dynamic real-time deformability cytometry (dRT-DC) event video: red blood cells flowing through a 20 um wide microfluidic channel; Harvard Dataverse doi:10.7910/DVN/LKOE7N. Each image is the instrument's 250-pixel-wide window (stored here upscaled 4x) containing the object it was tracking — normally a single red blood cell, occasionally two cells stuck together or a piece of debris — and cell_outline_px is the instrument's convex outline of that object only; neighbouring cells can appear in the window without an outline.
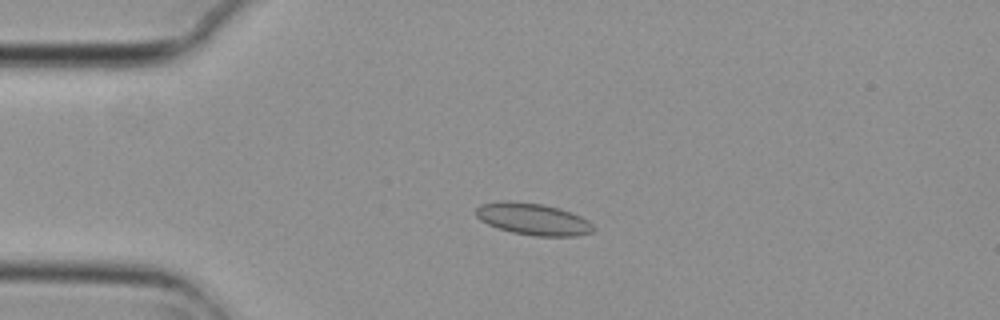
{"species": "common noctule bat (a hibernating species)", "species_latin": "Nyctalus noctula", "temperature_condition": "cold", "stored_images_in_passage": 5, "camera_frame_rate_fps": 3000, "um_per_image_px": 0.085, "animal": {"sex": "female", "body_mass_g": 29.2, "forearm_length_mm": 56.3}, "frame": {"image": 1, "passage_image": 4, "time_ms": 1.0, "image_size_px": [1000, 320], "cell_outline_px": [[596, 228], [592, 232], [576, 236], [536, 236], [512, 232], [496, 228], [480, 220], [476, 216], [476, 208], [480, 204], [500, 200], [504, 200], [544, 204], [560, 208], [572, 212], [588, 220]], "centroid_in_image_um": [45.3, 18.61], "position_along_channel_um": 39.7, "area_um2": 22.02}}